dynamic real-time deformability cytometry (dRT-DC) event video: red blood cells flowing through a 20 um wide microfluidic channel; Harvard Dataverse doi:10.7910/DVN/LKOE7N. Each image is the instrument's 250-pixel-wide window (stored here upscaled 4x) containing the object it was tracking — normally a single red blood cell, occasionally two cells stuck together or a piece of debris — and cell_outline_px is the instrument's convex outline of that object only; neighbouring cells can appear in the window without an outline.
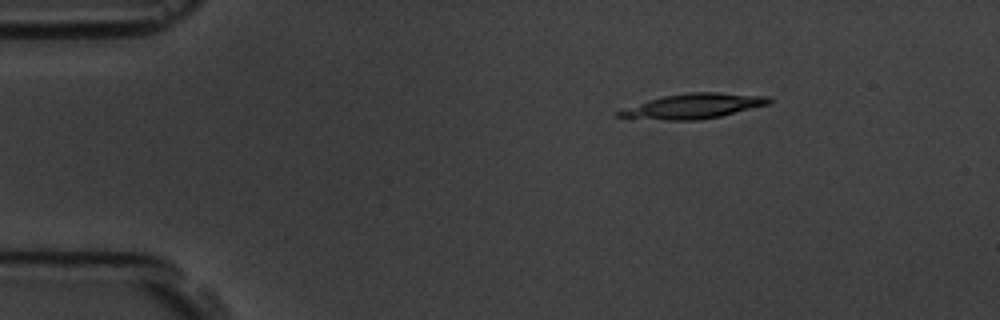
{"species": "common noctule bat (a hibernating species)", "species_latin": "Nyctalus noctula", "temperature_condition": "room temperature", "stored_images_in_passage": 3, "camera_frame_rate_fps": 3000, "um_per_image_px": 0.085, "animal": {"sex": "male", "body_mass_g": 19.5, "forearm_length_mm": 54.6}, "frame": {"image": 1, "passage_image": 3, "time_ms": 2.333, "image_size_px": [1000, 320], "cell_outline_px": [[776, 100], [768, 104], [720, 116], [700, 120], [668, 120], [616, 116], [616, 112], [648, 100], [664, 96], [688, 92], [716, 92], [772, 96]], "centroid_in_image_um": [59.05, 9.0], "position_along_channel_um": 26.0, "area_um2": 21.56}}